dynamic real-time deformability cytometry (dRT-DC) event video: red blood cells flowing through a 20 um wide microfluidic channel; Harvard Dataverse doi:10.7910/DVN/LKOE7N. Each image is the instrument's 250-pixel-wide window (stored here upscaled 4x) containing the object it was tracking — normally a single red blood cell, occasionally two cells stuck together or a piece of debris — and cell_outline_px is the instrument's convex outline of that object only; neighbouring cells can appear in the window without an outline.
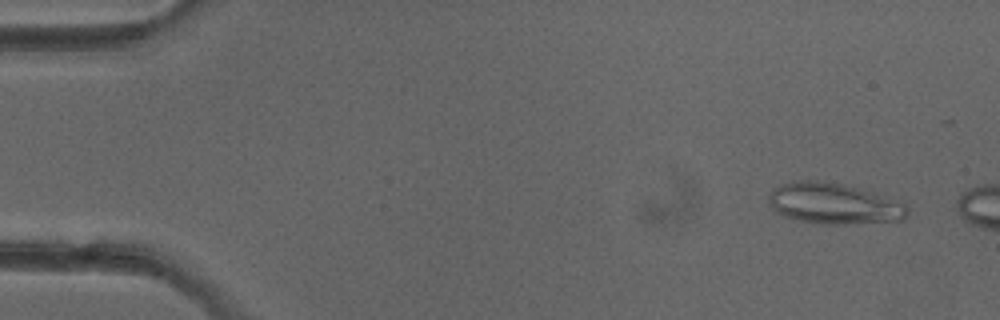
{"species": "common noctule bat (a hibernating species)", "species_latin": "Nyctalus noctula", "temperature_condition": "cold", "stored_images_in_passage": 3, "camera_frame_rate_fps": 3000, "um_per_image_px": 0.085, "animal": {"sex": "female"}, "frame": {"image": 1, "passage_image": 1, "time_ms": 0.0, "image_size_px": [1000, 320], "cell_outline_px": [[908, 216], [904, 220], [844, 224], [820, 224], [800, 220], [784, 216], [776, 212], [768, 204], [768, 196], [780, 184], [800, 180], [816, 180], [840, 184], [856, 188], [904, 204], [908, 208]], "centroid_in_image_um": [70.82, 17.32], "position_along_channel_um": 14.2, "area_um2": 32.48}}